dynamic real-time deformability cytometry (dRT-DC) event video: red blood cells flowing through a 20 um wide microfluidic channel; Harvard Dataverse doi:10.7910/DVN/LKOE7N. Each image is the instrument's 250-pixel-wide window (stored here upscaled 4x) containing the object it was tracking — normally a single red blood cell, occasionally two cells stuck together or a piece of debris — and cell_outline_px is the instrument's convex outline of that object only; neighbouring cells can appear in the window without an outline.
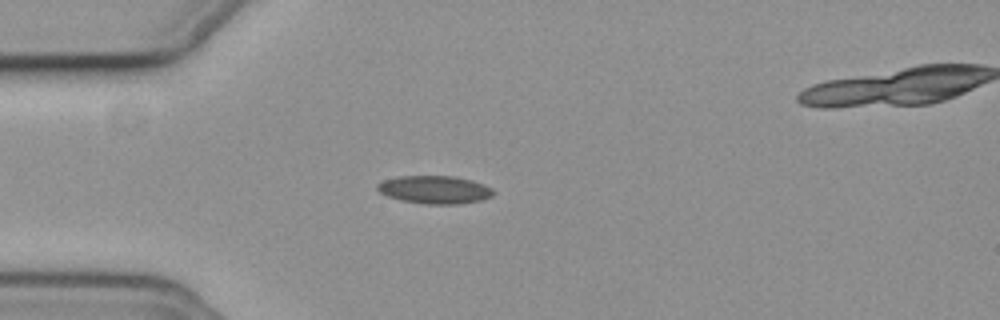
{"species": "common noctule bat (a hibernating species)", "species_latin": "Nyctalus noctula", "temperature_condition": "cold", "stored_images_in_passage": 49, "camera_frame_rate_fps": 3000, "um_per_image_px": 0.085, "animal": {"sex": "female", "body_mass_g": 19.3, "forearm_length_mm": 54.1}, "frame": {"image": 1, "passage_image": 11, "time_ms": 3.333, "image_size_px": [1000, 320], "cell_outline_px": [[496, 192], [492, 196], [480, 200], [456, 204], [428, 204], [400, 200], [388, 196], [380, 192], [376, 188], [376, 184], [384, 180], [396, 176], [456, 176], [472, 180], [484, 184], [492, 188]], "centroid_in_image_um": [36.95, 16.11], "position_along_channel_um": 48.0, "area_um2": 18.96}}
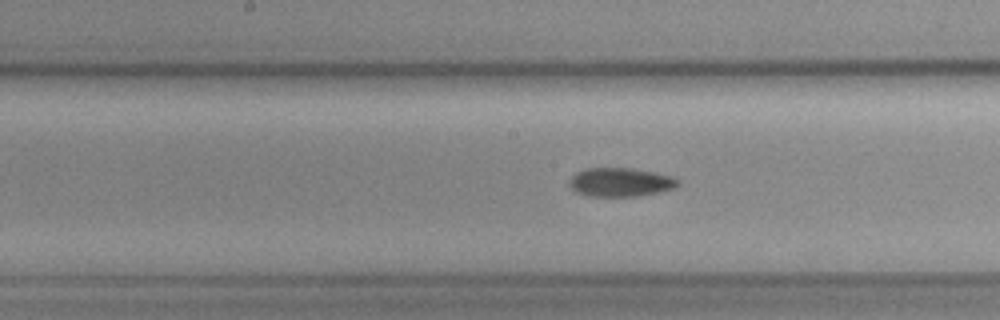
{"frame": {"image": 2, "passage_image": 24, "time_ms": 7.667, "image_size_px": [1000, 320], "cell_outline_px": [[680, 184], [676, 188], [660, 192], [636, 196], [588, 196], [576, 192], [568, 184], [568, 180], [576, 172], [588, 168], [632, 168], [672, 176], [680, 180]], "centroid_in_image_um": [52.75, 15.49], "position_along_channel_um": 195.5, "area_um2": 18.32}}
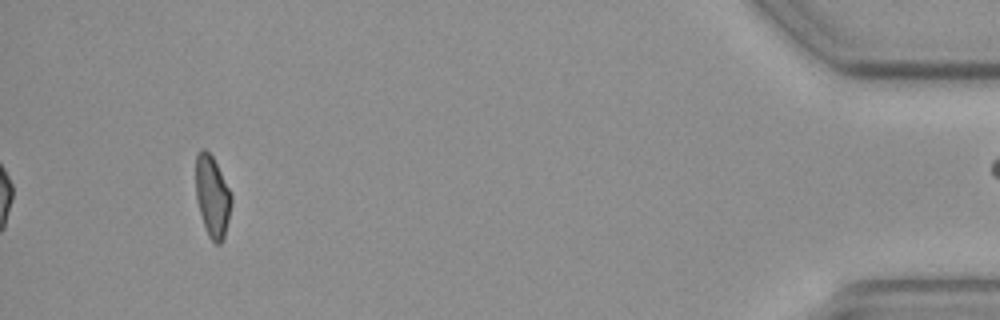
{"frame": {"image": 3, "passage_image": 48, "time_ms": 15.667, "image_size_px": [1000, 320], "cell_outline_px": [[232, 200], [228, 220], [224, 236], [220, 244], [216, 244], [208, 236], [204, 228], [196, 200], [196, 152], [200, 148], [204, 148], [212, 156], [232, 196]], "centroid_in_image_um": [18.02, 16.7], "position_along_channel_um": 417.2, "area_um2": 16.76}}